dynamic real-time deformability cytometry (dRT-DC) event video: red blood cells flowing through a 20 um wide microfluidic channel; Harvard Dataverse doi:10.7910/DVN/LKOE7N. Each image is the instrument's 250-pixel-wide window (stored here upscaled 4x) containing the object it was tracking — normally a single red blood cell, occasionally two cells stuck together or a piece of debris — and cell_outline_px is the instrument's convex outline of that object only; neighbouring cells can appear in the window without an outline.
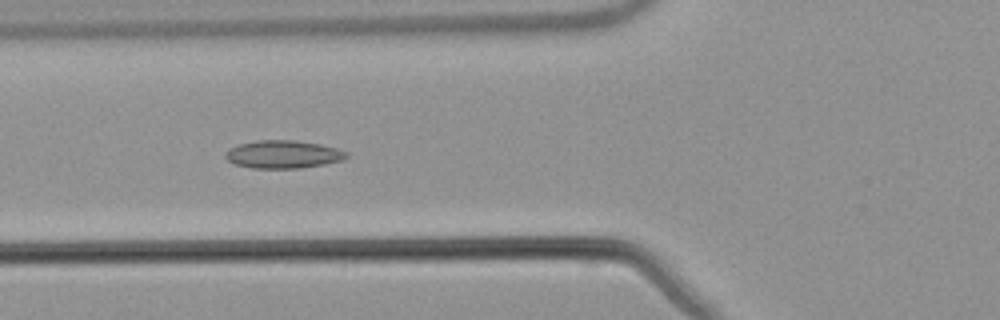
{"species": "common noctule bat (a hibernating species)", "species_latin": "Nyctalus noctula", "temperature_condition": "warm", "stored_images_in_passage": 39, "camera_frame_rate_fps": 3000, "um_per_image_px": 0.085, "animal": {"sex": "male", "body_mass_g": 21.5, "forearm_length_mm": 52.0}, "frame": {"image": 1, "passage_image": 6, "time_ms": 1.667, "image_size_px": [1000, 320], "cell_outline_px": [[348, 156], [340, 160], [324, 164], [300, 168], [252, 168], [236, 164], [228, 160], [224, 156], [224, 152], [228, 148], [240, 144], [260, 140], [292, 140], [320, 144], [336, 148], [348, 152]], "centroid_in_image_um": [24.04, 13.12], "position_along_channel_um": 101.8, "area_um2": 19.54}}
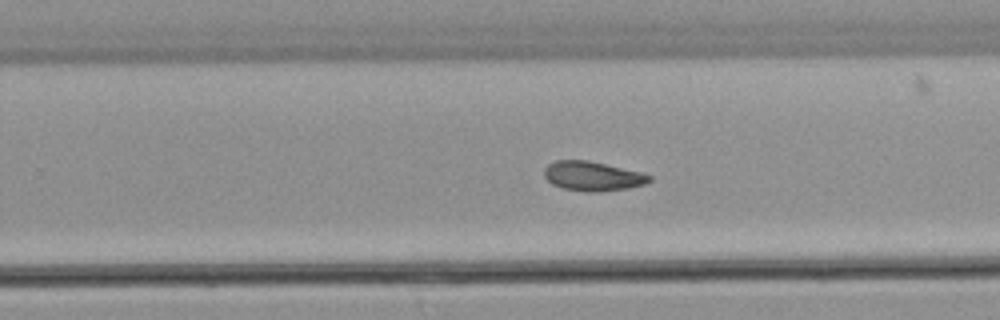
{"frame": {"image": 2, "passage_image": 20, "time_ms": 6.333, "image_size_px": [1000, 320], "cell_outline_px": [[652, 180], [644, 184], [628, 188], [600, 192], [588, 192], [564, 188], [552, 184], [544, 176], [544, 168], [548, 164], [556, 160], [588, 160], [640, 172], [652, 176]], "centroid_in_image_um": [50.36, 14.97], "position_along_channel_um": 279.4, "area_um2": 17.98}}
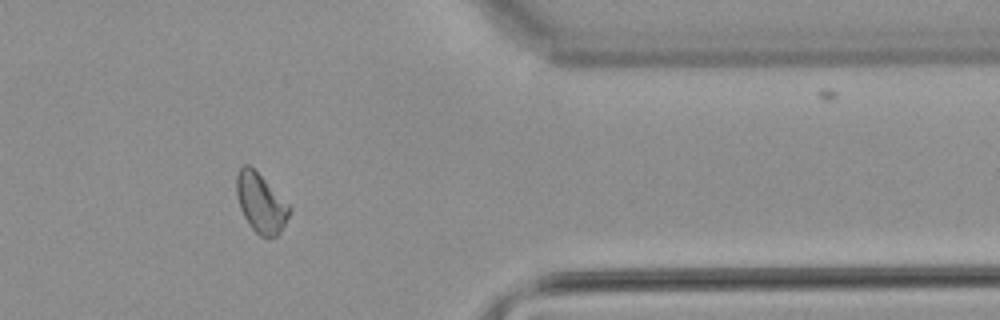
{"frame": {"image": 3, "passage_image": 30, "time_ms": 9.667, "image_size_px": [1000, 320], "cell_outline_px": [[292, 208], [280, 232], [276, 236], [268, 240], [260, 236], [248, 224], [240, 208], [236, 196], [236, 176], [240, 168], [244, 164], [248, 164]], "centroid_in_image_um": [22.14, 17.3], "position_along_channel_um": 389.3, "area_um2": 17.98}, "authors_computed_cell_mechanics": {"area_um2": 18.207, "velocity_mm_per_s": 3.811, "shape_relaxation_time_tau1_ms": null, "shape_relaxation_time_tau2_ms": 6.5368, "deformation_change_tau1": null, "deformation_change_tau2": 0.1264}}